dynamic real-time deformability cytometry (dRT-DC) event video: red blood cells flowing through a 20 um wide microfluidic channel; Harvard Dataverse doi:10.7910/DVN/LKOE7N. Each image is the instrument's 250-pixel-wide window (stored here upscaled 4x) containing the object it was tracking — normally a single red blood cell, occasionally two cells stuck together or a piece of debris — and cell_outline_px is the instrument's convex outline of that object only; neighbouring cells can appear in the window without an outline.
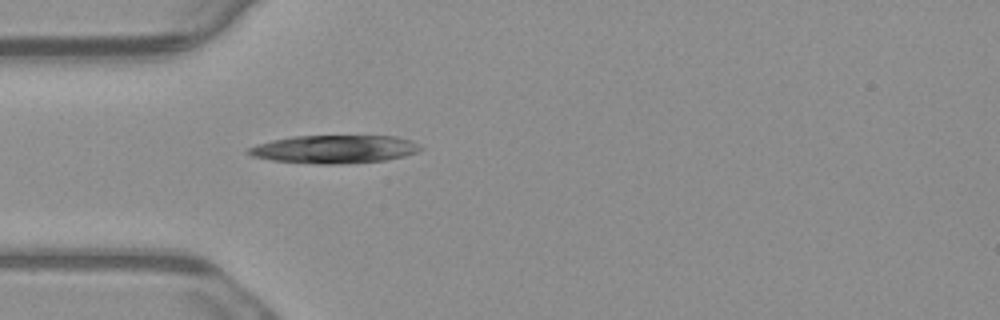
{"species": "common noctule bat (a hibernating species)", "species_latin": "Nyctalus noctula", "temperature_condition": "warm", "stored_images_in_passage": 4, "camera_frame_rate_fps": 3000, "um_per_image_px": 0.085, "animal": {"sex": "male", "body_mass_g": 23.1, "forearm_length_mm": 52.7}, "frame": {"image": 1, "passage_image": 4, "time_ms": 1.0, "image_size_px": [1000, 320], "cell_outline_px": [[424, 148], [416, 152], [404, 156], [384, 160], [340, 164], [320, 164], [272, 160], [252, 156], [244, 152], [248, 148], [256, 144], [272, 140], [292, 136], [396, 136], [412, 140], [420, 144]], "centroid_in_image_um": [28.42, 12.67], "position_along_channel_um": 56.6, "area_um2": 28.26}}